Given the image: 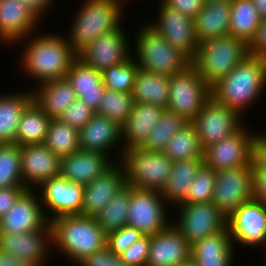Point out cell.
<instances>
[{
	"mask_svg": "<svg viewBox=\"0 0 266 266\" xmlns=\"http://www.w3.org/2000/svg\"><path fill=\"white\" fill-rule=\"evenodd\" d=\"M0 266H33L20 257L12 256L0 251Z\"/></svg>",
	"mask_w": 266,
	"mask_h": 266,
	"instance_id": "cell-54",
	"label": "cell"
},
{
	"mask_svg": "<svg viewBox=\"0 0 266 266\" xmlns=\"http://www.w3.org/2000/svg\"><path fill=\"white\" fill-rule=\"evenodd\" d=\"M251 198L266 206V172L253 170Z\"/></svg>",
	"mask_w": 266,
	"mask_h": 266,
	"instance_id": "cell-52",
	"label": "cell"
},
{
	"mask_svg": "<svg viewBox=\"0 0 266 266\" xmlns=\"http://www.w3.org/2000/svg\"><path fill=\"white\" fill-rule=\"evenodd\" d=\"M252 163L216 172L212 203L229 217L235 209L251 200Z\"/></svg>",
	"mask_w": 266,
	"mask_h": 266,
	"instance_id": "cell-15",
	"label": "cell"
},
{
	"mask_svg": "<svg viewBox=\"0 0 266 266\" xmlns=\"http://www.w3.org/2000/svg\"><path fill=\"white\" fill-rule=\"evenodd\" d=\"M51 120L33 100L22 114L15 136V143L20 147L28 144L44 143Z\"/></svg>",
	"mask_w": 266,
	"mask_h": 266,
	"instance_id": "cell-34",
	"label": "cell"
},
{
	"mask_svg": "<svg viewBox=\"0 0 266 266\" xmlns=\"http://www.w3.org/2000/svg\"><path fill=\"white\" fill-rule=\"evenodd\" d=\"M134 104L131 93L105 89L99 109L95 113L105 116L121 126L133 110Z\"/></svg>",
	"mask_w": 266,
	"mask_h": 266,
	"instance_id": "cell-41",
	"label": "cell"
},
{
	"mask_svg": "<svg viewBox=\"0 0 266 266\" xmlns=\"http://www.w3.org/2000/svg\"><path fill=\"white\" fill-rule=\"evenodd\" d=\"M248 55V45L244 41L226 35L199 43L191 65L211 88Z\"/></svg>",
	"mask_w": 266,
	"mask_h": 266,
	"instance_id": "cell-6",
	"label": "cell"
},
{
	"mask_svg": "<svg viewBox=\"0 0 266 266\" xmlns=\"http://www.w3.org/2000/svg\"><path fill=\"white\" fill-rule=\"evenodd\" d=\"M251 163L253 170L266 172V131H258L253 140Z\"/></svg>",
	"mask_w": 266,
	"mask_h": 266,
	"instance_id": "cell-48",
	"label": "cell"
},
{
	"mask_svg": "<svg viewBox=\"0 0 266 266\" xmlns=\"http://www.w3.org/2000/svg\"><path fill=\"white\" fill-rule=\"evenodd\" d=\"M120 162L125 170L127 186L159 192L165 186L173 164L163 152L147 151L141 147L126 149Z\"/></svg>",
	"mask_w": 266,
	"mask_h": 266,
	"instance_id": "cell-7",
	"label": "cell"
},
{
	"mask_svg": "<svg viewBox=\"0 0 266 266\" xmlns=\"http://www.w3.org/2000/svg\"><path fill=\"white\" fill-rule=\"evenodd\" d=\"M24 186L21 174V147L0 144V188Z\"/></svg>",
	"mask_w": 266,
	"mask_h": 266,
	"instance_id": "cell-42",
	"label": "cell"
},
{
	"mask_svg": "<svg viewBox=\"0 0 266 266\" xmlns=\"http://www.w3.org/2000/svg\"><path fill=\"white\" fill-rule=\"evenodd\" d=\"M150 248V236L144 235L120 254L128 266H146Z\"/></svg>",
	"mask_w": 266,
	"mask_h": 266,
	"instance_id": "cell-46",
	"label": "cell"
},
{
	"mask_svg": "<svg viewBox=\"0 0 266 266\" xmlns=\"http://www.w3.org/2000/svg\"><path fill=\"white\" fill-rule=\"evenodd\" d=\"M80 150L102 152L111 159L114 148L118 151L116 162L120 161L123 154L121 141V126L109 118L95 113L89 122L79 130ZM112 153V154H110Z\"/></svg>",
	"mask_w": 266,
	"mask_h": 266,
	"instance_id": "cell-23",
	"label": "cell"
},
{
	"mask_svg": "<svg viewBox=\"0 0 266 266\" xmlns=\"http://www.w3.org/2000/svg\"><path fill=\"white\" fill-rule=\"evenodd\" d=\"M79 130L52 119L47 131L44 144L60 158L80 150Z\"/></svg>",
	"mask_w": 266,
	"mask_h": 266,
	"instance_id": "cell-39",
	"label": "cell"
},
{
	"mask_svg": "<svg viewBox=\"0 0 266 266\" xmlns=\"http://www.w3.org/2000/svg\"><path fill=\"white\" fill-rule=\"evenodd\" d=\"M155 18L146 23L158 32L170 45L184 53L191 61L196 55L198 41L194 32V18L164 5L158 0ZM151 21V22H150Z\"/></svg>",
	"mask_w": 266,
	"mask_h": 266,
	"instance_id": "cell-14",
	"label": "cell"
},
{
	"mask_svg": "<svg viewBox=\"0 0 266 266\" xmlns=\"http://www.w3.org/2000/svg\"><path fill=\"white\" fill-rule=\"evenodd\" d=\"M125 186V170L120 161H115L96 179L84 185L81 215L95 218Z\"/></svg>",
	"mask_w": 266,
	"mask_h": 266,
	"instance_id": "cell-21",
	"label": "cell"
},
{
	"mask_svg": "<svg viewBox=\"0 0 266 266\" xmlns=\"http://www.w3.org/2000/svg\"><path fill=\"white\" fill-rule=\"evenodd\" d=\"M32 101L31 89L0 94V144L15 143L22 114Z\"/></svg>",
	"mask_w": 266,
	"mask_h": 266,
	"instance_id": "cell-31",
	"label": "cell"
},
{
	"mask_svg": "<svg viewBox=\"0 0 266 266\" xmlns=\"http://www.w3.org/2000/svg\"><path fill=\"white\" fill-rule=\"evenodd\" d=\"M164 5L191 18L202 10L204 0H160Z\"/></svg>",
	"mask_w": 266,
	"mask_h": 266,
	"instance_id": "cell-51",
	"label": "cell"
},
{
	"mask_svg": "<svg viewBox=\"0 0 266 266\" xmlns=\"http://www.w3.org/2000/svg\"><path fill=\"white\" fill-rule=\"evenodd\" d=\"M265 90L266 60L248 55L211 87V96L244 117Z\"/></svg>",
	"mask_w": 266,
	"mask_h": 266,
	"instance_id": "cell-2",
	"label": "cell"
},
{
	"mask_svg": "<svg viewBox=\"0 0 266 266\" xmlns=\"http://www.w3.org/2000/svg\"><path fill=\"white\" fill-rule=\"evenodd\" d=\"M139 68L131 55L123 63L105 69L101 72L105 89L131 93Z\"/></svg>",
	"mask_w": 266,
	"mask_h": 266,
	"instance_id": "cell-40",
	"label": "cell"
},
{
	"mask_svg": "<svg viewBox=\"0 0 266 266\" xmlns=\"http://www.w3.org/2000/svg\"><path fill=\"white\" fill-rule=\"evenodd\" d=\"M35 190H39L40 202L48 221L58 216L82 214L84 185L57 176Z\"/></svg>",
	"mask_w": 266,
	"mask_h": 266,
	"instance_id": "cell-16",
	"label": "cell"
},
{
	"mask_svg": "<svg viewBox=\"0 0 266 266\" xmlns=\"http://www.w3.org/2000/svg\"><path fill=\"white\" fill-rule=\"evenodd\" d=\"M164 108L148 103H135L127 120L121 125L122 151L140 147L149 131L159 121Z\"/></svg>",
	"mask_w": 266,
	"mask_h": 266,
	"instance_id": "cell-27",
	"label": "cell"
},
{
	"mask_svg": "<svg viewBox=\"0 0 266 266\" xmlns=\"http://www.w3.org/2000/svg\"><path fill=\"white\" fill-rule=\"evenodd\" d=\"M172 224L190 245L227 229V219L212 202L179 204ZM177 219V220H176Z\"/></svg>",
	"mask_w": 266,
	"mask_h": 266,
	"instance_id": "cell-8",
	"label": "cell"
},
{
	"mask_svg": "<svg viewBox=\"0 0 266 266\" xmlns=\"http://www.w3.org/2000/svg\"><path fill=\"white\" fill-rule=\"evenodd\" d=\"M48 223L37 190L27 189L12 209L0 219V233L20 234L38 231Z\"/></svg>",
	"mask_w": 266,
	"mask_h": 266,
	"instance_id": "cell-19",
	"label": "cell"
},
{
	"mask_svg": "<svg viewBox=\"0 0 266 266\" xmlns=\"http://www.w3.org/2000/svg\"><path fill=\"white\" fill-rule=\"evenodd\" d=\"M39 23L43 22L21 0H0V42L5 46H15L38 31Z\"/></svg>",
	"mask_w": 266,
	"mask_h": 266,
	"instance_id": "cell-24",
	"label": "cell"
},
{
	"mask_svg": "<svg viewBox=\"0 0 266 266\" xmlns=\"http://www.w3.org/2000/svg\"><path fill=\"white\" fill-rule=\"evenodd\" d=\"M248 53L266 60V19H261L253 39L248 44Z\"/></svg>",
	"mask_w": 266,
	"mask_h": 266,
	"instance_id": "cell-49",
	"label": "cell"
},
{
	"mask_svg": "<svg viewBox=\"0 0 266 266\" xmlns=\"http://www.w3.org/2000/svg\"><path fill=\"white\" fill-rule=\"evenodd\" d=\"M163 153L173 162L187 159H204V149L196 129L188 123L177 132L167 143Z\"/></svg>",
	"mask_w": 266,
	"mask_h": 266,
	"instance_id": "cell-36",
	"label": "cell"
},
{
	"mask_svg": "<svg viewBox=\"0 0 266 266\" xmlns=\"http://www.w3.org/2000/svg\"><path fill=\"white\" fill-rule=\"evenodd\" d=\"M239 113L210 96L192 122L203 149L236 133L245 123ZM244 122V123H243Z\"/></svg>",
	"mask_w": 266,
	"mask_h": 266,
	"instance_id": "cell-11",
	"label": "cell"
},
{
	"mask_svg": "<svg viewBox=\"0 0 266 266\" xmlns=\"http://www.w3.org/2000/svg\"><path fill=\"white\" fill-rule=\"evenodd\" d=\"M61 158L44 143L21 146V174L27 189L35 190L47 180L60 176Z\"/></svg>",
	"mask_w": 266,
	"mask_h": 266,
	"instance_id": "cell-20",
	"label": "cell"
},
{
	"mask_svg": "<svg viewBox=\"0 0 266 266\" xmlns=\"http://www.w3.org/2000/svg\"><path fill=\"white\" fill-rule=\"evenodd\" d=\"M170 77L139 68L131 95L134 103H148L167 109Z\"/></svg>",
	"mask_w": 266,
	"mask_h": 266,
	"instance_id": "cell-33",
	"label": "cell"
},
{
	"mask_svg": "<svg viewBox=\"0 0 266 266\" xmlns=\"http://www.w3.org/2000/svg\"><path fill=\"white\" fill-rule=\"evenodd\" d=\"M261 19H266V0H252Z\"/></svg>",
	"mask_w": 266,
	"mask_h": 266,
	"instance_id": "cell-55",
	"label": "cell"
},
{
	"mask_svg": "<svg viewBox=\"0 0 266 266\" xmlns=\"http://www.w3.org/2000/svg\"><path fill=\"white\" fill-rule=\"evenodd\" d=\"M130 198L131 187L126 185L95 217L97 223L106 234L127 226Z\"/></svg>",
	"mask_w": 266,
	"mask_h": 266,
	"instance_id": "cell-38",
	"label": "cell"
},
{
	"mask_svg": "<svg viewBox=\"0 0 266 266\" xmlns=\"http://www.w3.org/2000/svg\"><path fill=\"white\" fill-rule=\"evenodd\" d=\"M125 4L129 3L126 0L81 1L67 34L73 51L79 55L96 38L119 28L125 18Z\"/></svg>",
	"mask_w": 266,
	"mask_h": 266,
	"instance_id": "cell-4",
	"label": "cell"
},
{
	"mask_svg": "<svg viewBox=\"0 0 266 266\" xmlns=\"http://www.w3.org/2000/svg\"><path fill=\"white\" fill-rule=\"evenodd\" d=\"M187 124L182 116L165 109L140 147L147 151L163 152L168 141Z\"/></svg>",
	"mask_w": 266,
	"mask_h": 266,
	"instance_id": "cell-37",
	"label": "cell"
},
{
	"mask_svg": "<svg viewBox=\"0 0 266 266\" xmlns=\"http://www.w3.org/2000/svg\"><path fill=\"white\" fill-rule=\"evenodd\" d=\"M49 223L52 228L53 251H58L74 265L106 247L107 234L94 217L63 215Z\"/></svg>",
	"mask_w": 266,
	"mask_h": 266,
	"instance_id": "cell-3",
	"label": "cell"
},
{
	"mask_svg": "<svg viewBox=\"0 0 266 266\" xmlns=\"http://www.w3.org/2000/svg\"><path fill=\"white\" fill-rule=\"evenodd\" d=\"M94 114L95 111L77 98L67 107L58 119L61 122L80 130L89 122Z\"/></svg>",
	"mask_w": 266,
	"mask_h": 266,
	"instance_id": "cell-45",
	"label": "cell"
},
{
	"mask_svg": "<svg viewBox=\"0 0 266 266\" xmlns=\"http://www.w3.org/2000/svg\"><path fill=\"white\" fill-rule=\"evenodd\" d=\"M102 152L78 150L61 157L60 176L69 182L86 185L106 171L113 163Z\"/></svg>",
	"mask_w": 266,
	"mask_h": 266,
	"instance_id": "cell-25",
	"label": "cell"
},
{
	"mask_svg": "<svg viewBox=\"0 0 266 266\" xmlns=\"http://www.w3.org/2000/svg\"><path fill=\"white\" fill-rule=\"evenodd\" d=\"M227 228L235 247H266V206L253 199L245 202L228 217Z\"/></svg>",
	"mask_w": 266,
	"mask_h": 266,
	"instance_id": "cell-13",
	"label": "cell"
},
{
	"mask_svg": "<svg viewBox=\"0 0 266 266\" xmlns=\"http://www.w3.org/2000/svg\"><path fill=\"white\" fill-rule=\"evenodd\" d=\"M138 29L131 50L141 69L172 77L191 65V60L184 53L170 45L146 21Z\"/></svg>",
	"mask_w": 266,
	"mask_h": 266,
	"instance_id": "cell-5",
	"label": "cell"
},
{
	"mask_svg": "<svg viewBox=\"0 0 266 266\" xmlns=\"http://www.w3.org/2000/svg\"><path fill=\"white\" fill-rule=\"evenodd\" d=\"M123 26L96 38L78 57L99 72L126 61L132 44Z\"/></svg>",
	"mask_w": 266,
	"mask_h": 266,
	"instance_id": "cell-17",
	"label": "cell"
},
{
	"mask_svg": "<svg viewBox=\"0 0 266 266\" xmlns=\"http://www.w3.org/2000/svg\"><path fill=\"white\" fill-rule=\"evenodd\" d=\"M261 18L252 0H231V16L228 35L244 41L253 39Z\"/></svg>",
	"mask_w": 266,
	"mask_h": 266,
	"instance_id": "cell-35",
	"label": "cell"
},
{
	"mask_svg": "<svg viewBox=\"0 0 266 266\" xmlns=\"http://www.w3.org/2000/svg\"><path fill=\"white\" fill-rule=\"evenodd\" d=\"M235 249L227 228L191 245V260L196 266H233Z\"/></svg>",
	"mask_w": 266,
	"mask_h": 266,
	"instance_id": "cell-26",
	"label": "cell"
},
{
	"mask_svg": "<svg viewBox=\"0 0 266 266\" xmlns=\"http://www.w3.org/2000/svg\"><path fill=\"white\" fill-rule=\"evenodd\" d=\"M40 32V33H39ZM16 43L21 47L18 67L35 85L66 78L71 64L78 57L62 32L39 30ZM21 43V44H20ZM23 43V45H22Z\"/></svg>",
	"mask_w": 266,
	"mask_h": 266,
	"instance_id": "cell-1",
	"label": "cell"
},
{
	"mask_svg": "<svg viewBox=\"0 0 266 266\" xmlns=\"http://www.w3.org/2000/svg\"><path fill=\"white\" fill-rule=\"evenodd\" d=\"M210 96L211 88L190 65L186 70L170 77L167 109L182 116L188 123H192Z\"/></svg>",
	"mask_w": 266,
	"mask_h": 266,
	"instance_id": "cell-9",
	"label": "cell"
},
{
	"mask_svg": "<svg viewBox=\"0 0 266 266\" xmlns=\"http://www.w3.org/2000/svg\"><path fill=\"white\" fill-rule=\"evenodd\" d=\"M128 3H132V0H126ZM134 1V0H133Z\"/></svg>",
	"mask_w": 266,
	"mask_h": 266,
	"instance_id": "cell-57",
	"label": "cell"
},
{
	"mask_svg": "<svg viewBox=\"0 0 266 266\" xmlns=\"http://www.w3.org/2000/svg\"><path fill=\"white\" fill-rule=\"evenodd\" d=\"M75 266H128L122 261L119 254H115L107 247L97 251L89 256H86L79 261Z\"/></svg>",
	"mask_w": 266,
	"mask_h": 266,
	"instance_id": "cell-47",
	"label": "cell"
},
{
	"mask_svg": "<svg viewBox=\"0 0 266 266\" xmlns=\"http://www.w3.org/2000/svg\"><path fill=\"white\" fill-rule=\"evenodd\" d=\"M248 127L244 124L236 133L205 148L204 164L216 172L251 164L252 144L258 130Z\"/></svg>",
	"mask_w": 266,
	"mask_h": 266,
	"instance_id": "cell-12",
	"label": "cell"
},
{
	"mask_svg": "<svg viewBox=\"0 0 266 266\" xmlns=\"http://www.w3.org/2000/svg\"><path fill=\"white\" fill-rule=\"evenodd\" d=\"M179 266H196V264L192 260H190V261H188L184 264H181Z\"/></svg>",
	"mask_w": 266,
	"mask_h": 266,
	"instance_id": "cell-56",
	"label": "cell"
},
{
	"mask_svg": "<svg viewBox=\"0 0 266 266\" xmlns=\"http://www.w3.org/2000/svg\"><path fill=\"white\" fill-rule=\"evenodd\" d=\"M144 235L137 229L125 226L107 234L106 247L115 254H121Z\"/></svg>",
	"mask_w": 266,
	"mask_h": 266,
	"instance_id": "cell-44",
	"label": "cell"
},
{
	"mask_svg": "<svg viewBox=\"0 0 266 266\" xmlns=\"http://www.w3.org/2000/svg\"><path fill=\"white\" fill-rule=\"evenodd\" d=\"M169 205L159 191L131 187V198L127 226L139 230L143 235H154L165 229L172 220Z\"/></svg>",
	"mask_w": 266,
	"mask_h": 266,
	"instance_id": "cell-10",
	"label": "cell"
},
{
	"mask_svg": "<svg viewBox=\"0 0 266 266\" xmlns=\"http://www.w3.org/2000/svg\"><path fill=\"white\" fill-rule=\"evenodd\" d=\"M191 260V245L172 222L150 236L146 266H179Z\"/></svg>",
	"mask_w": 266,
	"mask_h": 266,
	"instance_id": "cell-22",
	"label": "cell"
},
{
	"mask_svg": "<svg viewBox=\"0 0 266 266\" xmlns=\"http://www.w3.org/2000/svg\"><path fill=\"white\" fill-rule=\"evenodd\" d=\"M42 22L43 17L50 13L55 0H21ZM50 8V9H49ZM48 12V13H47Z\"/></svg>",
	"mask_w": 266,
	"mask_h": 266,
	"instance_id": "cell-53",
	"label": "cell"
},
{
	"mask_svg": "<svg viewBox=\"0 0 266 266\" xmlns=\"http://www.w3.org/2000/svg\"><path fill=\"white\" fill-rule=\"evenodd\" d=\"M203 164L204 159H187L173 162L170 176L160 192L164 201L171 208L179 205L185 199L188 189Z\"/></svg>",
	"mask_w": 266,
	"mask_h": 266,
	"instance_id": "cell-32",
	"label": "cell"
},
{
	"mask_svg": "<svg viewBox=\"0 0 266 266\" xmlns=\"http://www.w3.org/2000/svg\"><path fill=\"white\" fill-rule=\"evenodd\" d=\"M230 16L231 0L204 2L202 10L194 18V32L198 43L228 35Z\"/></svg>",
	"mask_w": 266,
	"mask_h": 266,
	"instance_id": "cell-28",
	"label": "cell"
},
{
	"mask_svg": "<svg viewBox=\"0 0 266 266\" xmlns=\"http://www.w3.org/2000/svg\"><path fill=\"white\" fill-rule=\"evenodd\" d=\"M51 247L53 242L50 223L38 231L20 234L0 233V251L20 257L33 266H46L47 258L51 259Z\"/></svg>",
	"mask_w": 266,
	"mask_h": 266,
	"instance_id": "cell-18",
	"label": "cell"
},
{
	"mask_svg": "<svg viewBox=\"0 0 266 266\" xmlns=\"http://www.w3.org/2000/svg\"><path fill=\"white\" fill-rule=\"evenodd\" d=\"M216 171L203 164L180 204L212 202Z\"/></svg>",
	"mask_w": 266,
	"mask_h": 266,
	"instance_id": "cell-43",
	"label": "cell"
},
{
	"mask_svg": "<svg viewBox=\"0 0 266 266\" xmlns=\"http://www.w3.org/2000/svg\"><path fill=\"white\" fill-rule=\"evenodd\" d=\"M31 90L33 100L51 119H58L77 99L75 90L67 78L43 82L32 87Z\"/></svg>",
	"mask_w": 266,
	"mask_h": 266,
	"instance_id": "cell-30",
	"label": "cell"
},
{
	"mask_svg": "<svg viewBox=\"0 0 266 266\" xmlns=\"http://www.w3.org/2000/svg\"><path fill=\"white\" fill-rule=\"evenodd\" d=\"M66 78L75 90L77 98L96 112L105 90L101 72L77 57L71 64Z\"/></svg>",
	"mask_w": 266,
	"mask_h": 266,
	"instance_id": "cell-29",
	"label": "cell"
},
{
	"mask_svg": "<svg viewBox=\"0 0 266 266\" xmlns=\"http://www.w3.org/2000/svg\"><path fill=\"white\" fill-rule=\"evenodd\" d=\"M26 190L25 186L0 188V219L12 209L14 203Z\"/></svg>",
	"mask_w": 266,
	"mask_h": 266,
	"instance_id": "cell-50",
	"label": "cell"
}]
</instances>
